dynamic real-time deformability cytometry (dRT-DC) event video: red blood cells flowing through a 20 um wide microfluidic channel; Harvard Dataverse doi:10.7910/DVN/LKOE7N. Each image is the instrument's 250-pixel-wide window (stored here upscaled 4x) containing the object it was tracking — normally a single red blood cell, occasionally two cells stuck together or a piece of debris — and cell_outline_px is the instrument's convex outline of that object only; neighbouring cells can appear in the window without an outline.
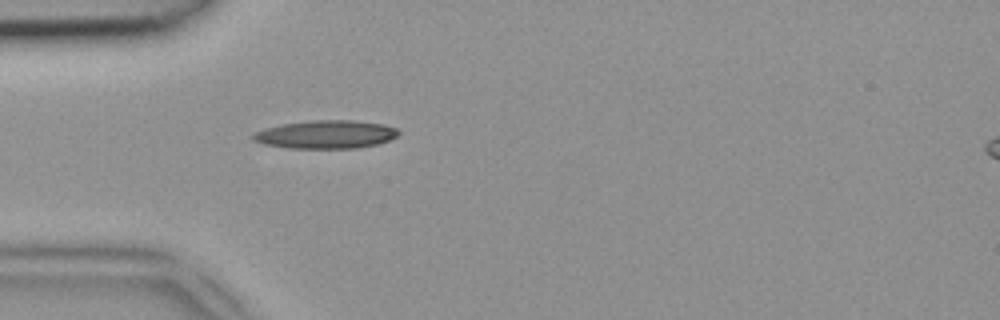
{"species": "common noctule bat (a hibernating species)", "species_latin": "Nyctalus noctula", "temperature_condition": "room temperature", "stored_images_in_passage": 35, "camera_frame_rate_fps": 3000, "um_per_image_px": 0.085, "animal": {"sex": "female", "body_mass_g": 18.4}, "frame": {"image": 1, "passage_image": 1, "time_ms": 0.0, "image_size_px": [1000, 320], "cell_outline_px": [[400, 132], [396, 136], [388, 140], [376, 144], [356, 148], [288, 148], [264, 144], [252, 140], [252, 136], [256, 132], [264, 128], [284, 124], [312, 120], [356, 120], [384, 124], [396, 128]], "centroid_in_image_um": [27.7, 11.42], "position_along_channel_um": 57.3, "area_um2": 23.81}}
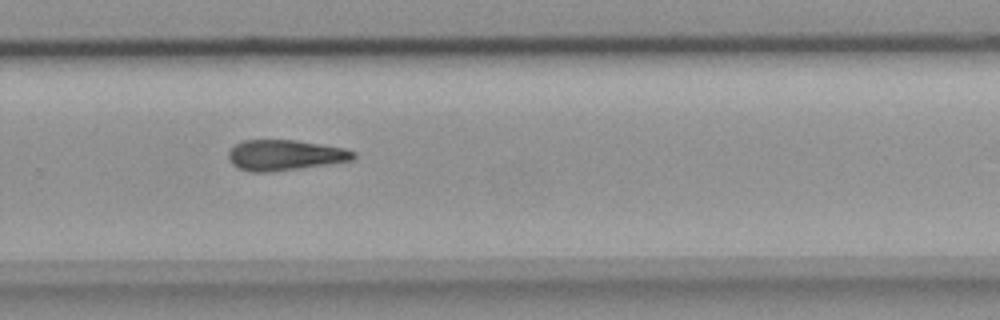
{"frame": {"image": 2, "passage_image": 19, "time_ms": 6.0, "image_size_px": [1000, 320], "cell_outline_px": [[356, 156], [352, 160], [272, 172], [248, 172], [232, 164], [228, 160], [228, 152], [236, 144], [244, 140], [296, 140], [344, 148], [356, 152]], "centroid_in_image_um": [24.19, 13.19], "position_along_channel_um": 305.6, "area_um2": 22.14}}
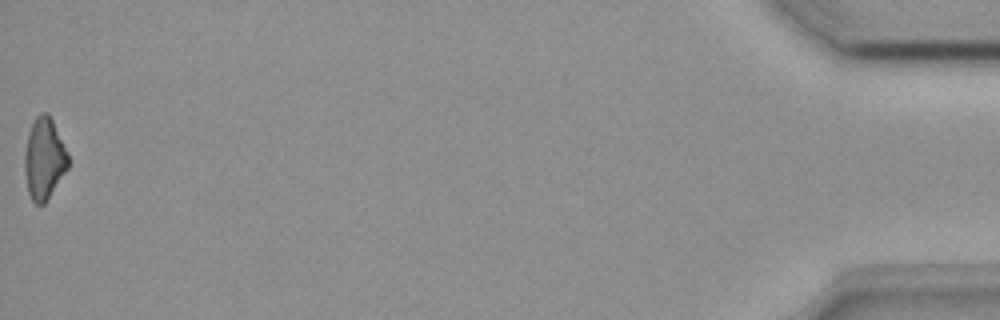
{"frame": {"image": 3, "passage_image": 35, "time_ms": 11.333, "image_size_px": [1000, 320], "cell_outline_px": [[68, 168], [44, 204], [36, 204], [32, 200], [28, 192], [24, 172], [24, 152], [28, 132], [36, 116], [40, 112], [48, 112], [68, 152]], "centroid_in_image_um": [3.74, 13.47], "position_along_channel_um": 431.5, "area_um2": 20.69}}